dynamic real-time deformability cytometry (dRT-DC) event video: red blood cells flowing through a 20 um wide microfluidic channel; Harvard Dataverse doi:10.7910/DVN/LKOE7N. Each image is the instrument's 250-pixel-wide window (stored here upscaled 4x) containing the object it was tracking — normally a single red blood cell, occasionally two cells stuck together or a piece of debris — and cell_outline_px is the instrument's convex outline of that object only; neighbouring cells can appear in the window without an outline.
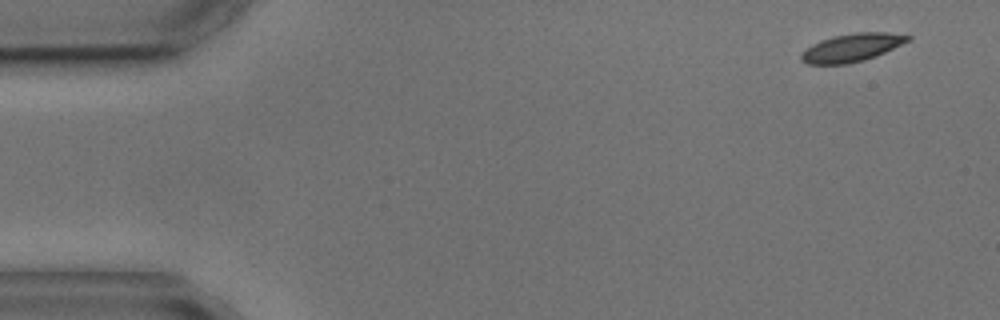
{"species": "common noctule bat (a hibernating species)", "species_latin": "Nyctalus noctula", "temperature_condition": "cold", "stored_images_in_passage": 5, "camera_frame_rate_fps": 3000, "um_per_image_px": 0.085, "animal": {"sex": "male", "body_mass_g": 17.9, "forearm_length_mm": 54.2}, "frame": {"image": 1, "passage_image": 1, "time_ms": 0.0, "image_size_px": [1000, 320], "cell_outline_px": [[912, 40], [876, 56], [864, 60], [848, 64], [808, 64], [800, 60], [800, 52], [812, 44], [820, 40], [832, 36], [856, 32], [888, 32], [912, 36]], "centroid_in_image_um": [72.4, 4.04], "position_along_channel_um": 12.6, "area_um2": 17.69}}
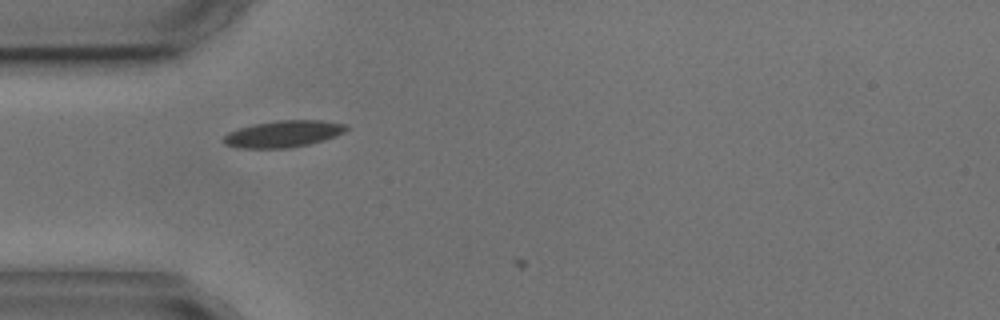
{"frame": {"image": 2, "passage_image": 4, "time_ms": 4.333, "image_size_px": [1000, 320], "cell_outline_px": [[348, 128], [344, 132], [336, 136], [324, 140], [308, 144], [288, 148], [240, 148], [224, 144], [220, 140], [228, 132], [240, 128], [256, 124], [276, 120], [320, 120], [344, 124]], "centroid_in_image_um": [24.05, 11.38], "position_along_channel_um": 60.9, "area_um2": 19.02}}